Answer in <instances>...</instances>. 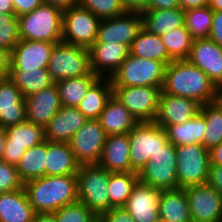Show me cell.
<instances>
[{
  "label": "cell",
  "instance_id": "7dc6e473",
  "mask_svg": "<svg viewBox=\"0 0 222 222\" xmlns=\"http://www.w3.org/2000/svg\"><path fill=\"white\" fill-rule=\"evenodd\" d=\"M222 195V166L210 164L208 182Z\"/></svg>",
  "mask_w": 222,
  "mask_h": 222
},
{
  "label": "cell",
  "instance_id": "52a82bcc",
  "mask_svg": "<svg viewBox=\"0 0 222 222\" xmlns=\"http://www.w3.org/2000/svg\"><path fill=\"white\" fill-rule=\"evenodd\" d=\"M131 172L139 173L149 159L168 142L163 127L152 122H138L128 133Z\"/></svg>",
  "mask_w": 222,
  "mask_h": 222
},
{
  "label": "cell",
  "instance_id": "816d5d0a",
  "mask_svg": "<svg viewBox=\"0 0 222 222\" xmlns=\"http://www.w3.org/2000/svg\"><path fill=\"white\" fill-rule=\"evenodd\" d=\"M44 2L59 9L61 12H64L76 5H79L80 0H44Z\"/></svg>",
  "mask_w": 222,
  "mask_h": 222
},
{
  "label": "cell",
  "instance_id": "4316f807",
  "mask_svg": "<svg viewBox=\"0 0 222 222\" xmlns=\"http://www.w3.org/2000/svg\"><path fill=\"white\" fill-rule=\"evenodd\" d=\"M142 28L151 34L163 35L184 25V11L176 9H150L141 13Z\"/></svg>",
  "mask_w": 222,
  "mask_h": 222
},
{
  "label": "cell",
  "instance_id": "f35d334b",
  "mask_svg": "<svg viewBox=\"0 0 222 222\" xmlns=\"http://www.w3.org/2000/svg\"><path fill=\"white\" fill-rule=\"evenodd\" d=\"M161 39L173 61L186 60L194 41L184 25L174 29L168 34L161 35Z\"/></svg>",
  "mask_w": 222,
  "mask_h": 222
},
{
  "label": "cell",
  "instance_id": "4fadbf2b",
  "mask_svg": "<svg viewBox=\"0 0 222 222\" xmlns=\"http://www.w3.org/2000/svg\"><path fill=\"white\" fill-rule=\"evenodd\" d=\"M6 141L2 161L17 166L25 151L45 141L44 127L25 121L4 129Z\"/></svg>",
  "mask_w": 222,
  "mask_h": 222
},
{
  "label": "cell",
  "instance_id": "277c9868",
  "mask_svg": "<svg viewBox=\"0 0 222 222\" xmlns=\"http://www.w3.org/2000/svg\"><path fill=\"white\" fill-rule=\"evenodd\" d=\"M166 65L153 59L139 58L131 54L121 63L112 75V87L162 88Z\"/></svg>",
  "mask_w": 222,
  "mask_h": 222
},
{
  "label": "cell",
  "instance_id": "ffe728a7",
  "mask_svg": "<svg viewBox=\"0 0 222 222\" xmlns=\"http://www.w3.org/2000/svg\"><path fill=\"white\" fill-rule=\"evenodd\" d=\"M24 99L26 121L44 128L62 107L56 83Z\"/></svg>",
  "mask_w": 222,
  "mask_h": 222
},
{
  "label": "cell",
  "instance_id": "f907efd6",
  "mask_svg": "<svg viewBox=\"0 0 222 222\" xmlns=\"http://www.w3.org/2000/svg\"><path fill=\"white\" fill-rule=\"evenodd\" d=\"M176 8H179L178 0H148L147 10Z\"/></svg>",
  "mask_w": 222,
  "mask_h": 222
},
{
  "label": "cell",
  "instance_id": "ee69618b",
  "mask_svg": "<svg viewBox=\"0 0 222 222\" xmlns=\"http://www.w3.org/2000/svg\"><path fill=\"white\" fill-rule=\"evenodd\" d=\"M100 222H135L123 207L112 208L98 215Z\"/></svg>",
  "mask_w": 222,
  "mask_h": 222
},
{
  "label": "cell",
  "instance_id": "bcb514c9",
  "mask_svg": "<svg viewBox=\"0 0 222 222\" xmlns=\"http://www.w3.org/2000/svg\"><path fill=\"white\" fill-rule=\"evenodd\" d=\"M209 39L222 47V11H214Z\"/></svg>",
  "mask_w": 222,
  "mask_h": 222
},
{
  "label": "cell",
  "instance_id": "7a4b0ae2",
  "mask_svg": "<svg viewBox=\"0 0 222 222\" xmlns=\"http://www.w3.org/2000/svg\"><path fill=\"white\" fill-rule=\"evenodd\" d=\"M35 213H54L78 201L77 175L43 176L23 186Z\"/></svg>",
  "mask_w": 222,
  "mask_h": 222
},
{
  "label": "cell",
  "instance_id": "603a6c76",
  "mask_svg": "<svg viewBox=\"0 0 222 222\" xmlns=\"http://www.w3.org/2000/svg\"><path fill=\"white\" fill-rule=\"evenodd\" d=\"M26 121L25 99L9 79L0 81V127L7 128Z\"/></svg>",
  "mask_w": 222,
  "mask_h": 222
},
{
  "label": "cell",
  "instance_id": "6f0895ef",
  "mask_svg": "<svg viewBox=\"0 0 222 222\" xmlns=\"http://www.w3.org/2000/svg\"><path fill=\"white\" fill-rule=\"evenodd\" d=\"M5 141H6L5 130H4V128L0 127V162L2 161V158H3Z\"/></svg>",
  "mask_w": 222,
  "mask_h": 222
},
{
  "label": "cell",
  "instance_id": "83f0119b",
  "mask_svg": "<svg viewBox=\"0 0 222 222\" xmlns=\"http://www.w3.org/2000/svg\"><path fill=\"white\" fill-rule=\"evenodd\" d=\"M159 213L160 219L167 222H192L185 189L162 190Z\"/></svg>",
  "mask_w": 222,
  "mask_h": 222
},
{
  "label": "cell",
  "instance_id": "5bb4252c",
  "mask_svg": "<svg viewBox=\"0 0 222 222\" xmlns=\"http://www.w3.org/2000/svg\"><path fill=\"white\" fill-rule=\"evenodd\" d=\"M192 222H222V195L208 183L184 188Z\"/></svg>",
  "mask_w": 222,
  "mask_h": 222
},
{
  "label": "cell",
  "instance_id": "f6af8a7d",
  "mask_svg": "<svg viewBox=\"0 0 222 222\" xmlns=\"http://www.w3.org/2000/svg\"><path fill=\"white\" fill-rule=\"evenodd\" d=\"M14 13L17 17L30 13L39 7L44 0H12Z\"/></svg>",
  "mask_w": 222,
  "mask_h": 222
},
{
  "label": "cell",
  "instance_id": "9c48e42d",
  "mask_svg": "<svg viewBox=\"0 0 222 222\" xmlns=\"http://www.w3.org/2000/svg\"><path fill=\"white\" fill-rule=\"evenodd\" d=\"M176 158V146L168 141L139 172V180L156 189L178 188Z\"/></svg>",
  "mask_w": 222,
  "mask_h": 222
},
{
  "label": "cell",
  "instance_id": "d590c367",
  "mask_svg": "<svg viewBox=\"0 0 222 222\" xmlns=\"http://www.w3.org/2000/svg\"><path fill=\"white\" fill-rule=\"evenodd\" d=\"M200 112L204 115L206 123L202 145L210 150L222 142V101L218 98L201 105Z\"/></svg>",
  "mask_w": 222,
  "mask_h": 222
},
{
  "label": "cell",
  "instance_id": "6da1fadb",
  "mask_svg": "<svg viewBox=\"0 0 222 222\" xmlns=\"http://www.w3.org/2000/svg\"><path fill=\"white\" fill-rule=\"evenodd\" d=\"M162 92L194 99L201 105L217 100L220 95L208 76L187 59L166 66Z\"/></svg>",
  "mask_w": 222,
  "mask_h": 222
},
{
  "label": "cell",
  "instance_id": "4dcf8cb0",
  "mask_svg": "<svg viewBox=\"0 0 222 222\" xmlns=\"http://www.w3.org/2000/svg\"><path fill=\"white\" fill-rule=\"evenodd\" d=\"M112 95L111 79L107 77L99 78L88 89L87 94L77 108L87 120L98 119Z\"/></svg>",
  "mask_w": 222,
  "mask_h": 222
},
{
  "label": "cell",
  "instance_id": "d6a6232c",
  "mask_svg": "<svg viewBox=\"0 0 222 222\" xmlns=\"http://www.w3.org/2000/svg\"><path fill=\"white\" fill-rule=\"evenodd\" d=\"M47 140L27 149L16 168L23 183L46 176Z\"/></svg>",
  "mask_w": 222,
  "mask_h": 222
},
{
  "label": "cell",
  "instance_id": "8d00e7d4",
  "mask_svg": "<svg viewBox=\"0 0 222 222\" xmlns=\"http://www.w3.org/2000/svg\"><path fill=\"white\" fill-rule=\"evenodd\" d=\"M139 180V173L117 172L110 173L107 186L110 197V209L123 207L132 193L134 185Z\"/></svg>",
  "mask_w": 222,
  "mask_h": 222
},
{
  "label": "cell",
  "instance_id": "11a10c76",
  "mask_svg": "<svg viewBox=\"0 0 222 222\" xmlns=\"http://www.w3.org/2000/svg\"><path fill=\"white\" fill-rule=\"evenodd\" d=\"M33 222H58L54 213H37Z\"/></svg>",
  "mask_w": 222,
  "mask_h": 222
},
{
  "label": "cell",
  "instance_id": "d4e9b609",
  "mask_svg": "<svg viewBox=\"0 0 222 222\" xmlns=\"http://www.w3.org/2000/svg\"><path fill=\"white\" fill-rule=\"evenodd\" d=\"M107 136L128 134L138 123L130 111L113 95L98 118Z\"/></svg>",
  "mask_w": 222,
  "mask_h": 222
},
{
  "label": "cell",
  "instance_id": "7402d4cb",
  "mask_svg": "<svg viewBox=\"0 0 222 222\" xmlns=\"http://www.w3.org/2000/svg\"><path fill=\"white\" fill-rule=\"evenodd\" d=\"M86 121L77 107L62 106L45 126V140L68 143Z\"/></svg>",
  "mask_w": 222,
  "mask_h": 222
},
{
  "label": "cell",
  "instance_id": "f5cc1de1",
  "mask_svg": "<svg viewBox=\"0 0 222 222\" xmlns=\"http://www.w3.org/2000/svg\"><path fill=\"white\" fill-rule=\"evenodd\" d=\"M179 8L183 11L208 6L209 0H178Z\"/></svg>",
  "mask_w": 222,
  "mask_h": 222
},
{
  "label": "cell",
  "instance_id": "db71d44e",
  "mask_svg": "<svg viewBox=\"0 0 222 222\" xmlns=\"http://www.w3.org/2000/svg\"><path fill=\"white\" fill-rule=\"evenodd\" d=\"M210 164L222 166V142L209 150Z\"/></svg>",
  "mask_w": 222,
  "mask_h": 222
},
{
  "label": "cell",
  "instance_id": "44dd1931",
  "mask_svg": "<svg viewBox=\"0 0 222 222\" xmlns=\"http://www.w3.org/2000/svg\"><path fill=\"white\" fill-rule=\"evenodd\" d=\"M92 72L100 78H111L130 54V48L122 43H94L89 48Z\"/></svg>",
  "mask_w": 222,
  "mask_h": 222
},
{
  "label": "cell",
  "instance_id": "e575fe53",
  "mask_svg": "<svg viewBox=\"0 0 222 222\" xmlns=\"http://www.w3.org/2000/svg\"><path fill=\"white\" fill-rule=\"evenodd\" d=\"M91 72L89 75L56 82L62 106L78 107L88 89L99 79Z\"/></svg>",
  "mask_w": 222,
  "mask_h": 222
},
{
  "label": "cell",
  "instance_id": "94428289",
  "mask_svg": "<svg viewBox=\"0 0 222 222\" xmlns=\"http://www.w3.org/2000/svg\"><path fill=\"white\" fill-rule=\"evenodd\" d=\"M158 222H167V221H164V220L160 219Z\"/></svg>",
  "mask_w": 222,
  "mask_h": 222
},
{
  "label": "cell",
  "instance_id": "8992f818",
  "mask_svg": "<svg viewBox=\"0 0 222 222\" xmlns=\"http://www.w3.org/2000/svg\"><path fill=\"white\" fill-rule=\"evenodd\" d=\"M47 69L55 83L89 75L92 72L89 49L64 42L56 43Z\"/></svg>",
  "mask_w": 222,
  "mask_h": 222
},
{
  "label": "cell",
  "instance_id": "5b68a950",
  "mask_svg": "<svg viewBox=\"0 0 222 222\" xmlns=\"http://www.w3.org/2000/svg\"><path fill=\"white\" fill-rule=\"evenodd\" d=\"M77 175L78 201L97 216L110 210L108 183L110 172L98 164L80 165Z\"/></svg>",
  "mask_w": 222,
  "mask_h": 222
},
{
  "label": "cell",
  "instance_id": "9a60e30c",
  "mask_svg": "<svg viewBox=\"0 0 222 222\" xmlns=\"http://www.w3.org/2000/svg\"><path fill=\"white\" fill-rule=\"evenodd\" d=\"M142 29L140 13L126 12L113 18L101 19L95 43H122L129 48Z\"/></svg>",
  "mask_w": 222,
  "mask_h": 222
},
{
  "label": "cell",
  "instance_id": "b9f144b4",
  "mask_svg": "<svg viewBox=\"0 0 222 222\" xmlns=\"http://www.w3.org/2000/svg\"><path fill=\"white\" fill-rule=\"evenodd\" d=\"M58 222H94L98 216L79 201L65 205L54 212Z\"/></svg>",
  "mask_w": 222,
  "mask_h": 222
},
{
  "label": "cell",
  "instance_id": "ac0fdd59",
  "mask_svg": "<svg viewBox=\"0 0 222 222\" xmlns=\"http://www.w3.org/2000/svg\"><path fill=\"white\" fill-rule=\"evenodd\" d=\"M56 43L20 39L11 53L10 69L36 70L47 68Z\"/></svg>",
  "mask_w": 222,
  "mask_h": 222
},
{
  "label": "cell",
  "instance_id": "1f68e13d",
  "mask_svg": "<svg viewBox=\"0 0 222 222\" xmlns=\"http://www.w3.org/2000/svg\"><path fill=\"white\" fill-rule=\"evenodd\" d=\"M130 54L139 58L163 62L166 66L173 61L162 42L161 36L151 34L143 28L132 41Z\"/></svg>",
  "mask_w": 222,
  "mask_h": 222
},
{
  "label": "cell",
  "instance_id": "681fc988",
  "mask_svg": "<svg viewBox=\"0 0 222 222\" xmlns=\"http://www.w3.org/2000/svg\"><path fill=\"white\" fill-rule=\"evenodd\" d=\"M11 67V53L0 49V81L9 78Z\"/></svg>",
  "mask_w": 222,
  "mask_h": 222
},
{
  "label": "cell",
  "instance_id": "30bf717a",
  "mask_svg": "<svg viewBox=\"0 0 222 222\" xmlns=\"http://www.w3.org/2000/svg\"><path fill=\"white\" fill-rule=\"evenodd\" d=\"M100 21L80 5L64 11L62 42L89 49L96 41Z\"/></svg>",
  "mask_w": 222,
  "mask_h": 222
},
{
  "label": "cell",
  "instance_id": "2e32d148",
  "mask_svg": "<svg viewBox=\"0 0 222 222\" xmlns=\"http://www.w3.org/2000/svg\"><path fill=\"white\" fill-rule=\"evenodd\" d=\"M187 60L200 68L219 91L222 90V47L209 38L196 39Z\"/></svg>",
  "mask_w": 222,
  "mask_h": 222
},
{
  "label": "cell",
  "instance_id": "f546056e",
  "mask_svg": "<svg viewBox=\"0 0 222 222\" xmlns=\"http://www.w3.org/2000/svg\"><path fill=\"white\" fill-rule=\"evenodd\" d=\"M205 118L198 112L192 119L183 124H173L163 127L166 131L168 141L174 146L202 144L205 136Z\"/></svg>",
  "mask_w": 222,
  "mask_h": 222
},
{
  "label": "cell",
  "instance_id": "8fae6325",
  "mask_svg": "<svg viewBox=\"0 0 222 222\" xmlns=\"http://www.w3.org/2000/svg\"><path fill=\"white\" fill-rule=\"evenodd\" d=\"M162 88L113 87V96L121 102L137 120V122L154 121Z\"/></svg>",
  "mask_w": 222,
  "mask_h": 222
},
{
  "label": "cell",
  "instance_id": "ab89813d",
  "mask_svg": "<svg viewBox=\"0 0 222 222\" xmlns=\"http://www.w3.org/2000/svg\"><path fill=\"white\" fill-rule=\"evenodd\" d=\"M20 40L18 17L15 13H0V49L12 53Z\"/></svg>",
  "mask_w": 222,
  "mask_h": 222
},
{
  "label": "cell",
  "instance_id": "c3c4849f",
  "mask_svg": "<svg viewBox=\"0 0 222 222\" xmlns=\"http://www.w3.org/2000/svg\"><path fill=\"white\" fill-rule=\"evenodd\" d=\"M126 12L142 13L147 11L148 0H120Z\"/></svg>",
  "mask_w": 222,
  "mask_h": 222
},
{
  "label": "cell",
  "instance_id": "60d3db41",
  "mask_svg": "<svg viewBox=\"0 0 222 222\" xmlns=\"http://www.w3.org/2000/svg\"><path fill=\"white\" fill-rule=\"evenodd\" d=\"M79 5L99 19H108L126 13L120 0H80Z\"/></svg>",
  "mask_w": 222,
  "mask_h": 222
},
{
  "label": "cell",
  "instance_id": "836d02e7",
  "mask_svg": "<svg viewBox=\"0 0 222 222\" xmlns=\"http://www.w3.org/2000/svg\"><path fill=\"white\" fill-rule=\"evenodd\" d=\"M9 79L16 85L24 98L54 84L47 68L36 70L10 69Z\"/></svg>",
  "mask_w": 222,
  "mask_h": 222
},
{
  "label": "cell",
  "instance_id": "7c38bea8",
  "mask_svg": "<svg viewBox=\"0 0 222 222\" xmlns=\"http://www.w3.org/2000/svg\"><path fill=\"white\" fill-rule=\"evenodd\" d=\"M106 133L98 119L87 120L68 142L80 165L98 164L106 141Z\"/></svg>",
  "mask_w": 222,
  "mask_h": 222
},
{
  "label": "cell",
  "instance_id": "ba28073f",
  "mask_svg": "<svg viewBox=\"0 0 222 222\" xmlns=\"http://www.w3.org/2000/svg\"><path fill=\"white\" fill-rule=\"evenodd\" d=\"M178 188L206 184L209 177V150L202 144L176 146Z\"/></svg>",
  "mask_w": 222,
  "mask_h": 222
},
{
  "label": "cell",
  "instance_id": "d6986e66",
  "mask_svg": "<svg viewBox=\"0 0 222 222\" xmlns=\"http://www.w3.org/2000/svg\"><path fill=\"white\" fill-rule=\"evenodd\" d=\"M200 107L201 104L194 99L161 92L154 122L161 127L183 124L200 112Z\"/></svg>",
  "mask_w": 222,
  "mask_h": 222
},
{
  "label": "cell",
  "instance_id": "680465c9",
  "mask_svg": "<svg viewBox=\"0 0 222 222\" xmlns=\"http://www.w3.org/2000/svg\"><path fill=\"white\" fill-rule=\"evenodd\" d=\"M208 6L213 11H222V0H209Z\"/></svg>",
  "mask_w": 222,
  "mask_h": 222
},
{
  "label": "cell",
  "instance_id": "7bdbcfd3",
  "mask_svg": "<svg viewBox=\"0 0 222 222\" xmlns=\"http://www.w3.org/2000/svg\"><path fill=\"white\" fill-rule=\"evenodd\" d=\"M16 166L8 162H0V193L23 189Z\"/></svg>",
  "mask_w": 222,
  "mask_h": 222
},
{
  "label": "cell",
  "instance_id": "f1b7e54d",
  "mask_svg": "<svg viewBox=\"0 0 222 222\" xmlns=\"http://www.w3.org/2000/svg\"><path fill=\"white\" fill-rule=\"evenodd\" d=\"M79 166L68 143L47 141L46 176L74 175Z\"/></svg>",
  "mask_w": 222,
  "mask_h": 222
},
{
  "label": "cell",
  "instance_id": "cb8c5ba5",
  "mask_svg": "<svg viewBox=\"0 0 222 222\" xmlns=\"http://www.w3.org/2000/svg\"><path fill=\"white\" fill-rule=\"evenodd\" d=\"M129 149L128 134L107 136L98 165L110 173L131 171Z\"/></svg>",
  "mask_w": 222,
  "mask_h": 222
},
{
  "label": "cell",
  "instance_id": "3957f363",
  "mask_svg": "<svg viewBox=\"0 0 222 222\" xmlns=\"http://www.w3.org/2000/svg\"><path fill=\"white\" fill-rule=\"evenodd\" d=\"M63 12L43 2L34 11L18 17L20 39L62 42Z\"/></svg>",
  "mask_w": 222,
  "mask_h": 222
},
{
  "label": "cell",
  "instance_id": "9f6ffc18",
  "mask_svg": "<svg viewBox=\"0 0 222 222\" xmlns=\"http://www.w3.org/2000/svg\"><path fill=\"white\" fill-rule=\"evenodd\" d=\"M0 13H14V6L12 0H0Z\"/></svg>",
  "mask_w": 222,
  "mask_h": 222
},
{
  "label": "cell",
  "instance_id": "484cf974",
  "mask_svg": "<svg viewBox=\"0 0 222 222\" xmlns=\"http://www.w3.org/2000/svg\"><path fill=\"white\" fill-rule=\"evenodd\" d=\"M35 215L24 188L0 193V222H33Z\"/></svg>",
  "mask_w": 222,
  "mask_h": 222
},
{
  "label": "cell",
  "instance_id": "e0dca14e",
  "mask_svg": "<svg viewBox=\"0 0 222 222\" xmlns=\"http://www.w3.org/2000/svg\"><path fill=\"white\" fill-rule=\"evenodd\" d=\"M161 192V189L138 180L123 208L130 213L135 222H158Z\"/></svg>",
  "mask_w": 222,
  "mask_h": 222
},
{
  "label": "cell",
  "instance_id": "74e56055",
  "mask_svg": "<svg viewBox=\"0 0 222 222\" xmlns=\"http://www.w3.org/2000/svg\"><path fill=\"white\" fill-rule=\"evenodd\" d=\"M213 14L209 6L184 11V26L194 40L210 37Z\"/></svg>",
  "mask_w": 222,
  "mask_h": 222
},
{
  "label": "cell",
  "instance_id": "91938a15",
  "mask_svg": "<svg viewBox=\"0 0 222 222\" xmlns=\"http://www.w3.org/2000/svg\"><path fill=\"white\" fill-rule=\"evenodd\" d=\"M219 99L222 101V90L220 91Z\"/></svg>",
  "mask_w": 222,
  "mask_h": 222
}]
</instances>
